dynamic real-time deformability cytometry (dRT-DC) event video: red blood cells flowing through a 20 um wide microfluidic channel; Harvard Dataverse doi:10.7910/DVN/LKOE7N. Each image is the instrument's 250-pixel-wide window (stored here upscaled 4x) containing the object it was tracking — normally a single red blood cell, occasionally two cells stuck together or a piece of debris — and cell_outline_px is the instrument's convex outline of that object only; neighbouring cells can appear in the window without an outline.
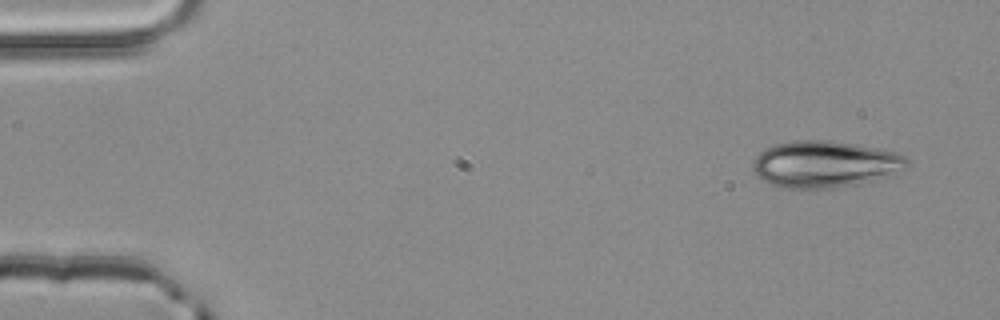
{"species": "common noctule bat (a hibernating species)", "species_latin": "Nyctalus noctula", "temperature_condition": "room temperature", "stored_images_in_passage": 3, "camera_frame_rate_fps": 3000, "um_per_image_px": 0.085, "animal": {"sex": "male", "body_mass_g": 20.4}, "frame": {"image": 1, "passage_image": 1, "time_ms": 0.0, "image_size_px": [1000, 320], "cell_outline_px": [[908, 164], [884, 180], [840, 188], [780, 188], [768, 184], [756, 176], [752, 168], [752, 160], [764, 148], [772, 144], [788, 140], [832, 140], [856, 144], [896, 152], [904, 156], [908, 160]], "centroid_in_image_um": [70.08, 13.97], "position_along_channel_um": 14.9, "area_um2": 42.95}}